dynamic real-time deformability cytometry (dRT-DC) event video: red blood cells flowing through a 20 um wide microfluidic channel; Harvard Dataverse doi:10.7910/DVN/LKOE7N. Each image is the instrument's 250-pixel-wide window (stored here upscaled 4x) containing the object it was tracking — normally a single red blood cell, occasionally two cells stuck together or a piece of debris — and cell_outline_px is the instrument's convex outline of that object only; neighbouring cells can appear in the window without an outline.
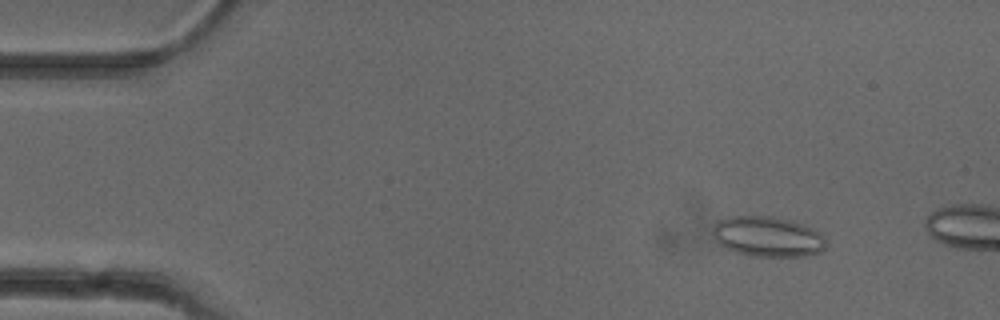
{"species": "common noctule bat (a hibernating species)", "species_latin": "Nyctalus noctula", "temperature_condition": "cold", "stored_images_in_passage": 7, "camera_frame_rate_fps": 3000, "um_per_image_px": 0.085, "animal": {"sex": "female"}, "frame": {"image": 1, "passage_image": 3, "time_ms": 0.667, "image_size_px": [1000, 320], "cell_outline_px": [[824, 248], [820, 252], [804, 256], [752, 256], [736, 252], [720, 244], [716, 240], [712, 232], [716, 220], [728, 216], [772, 216], [792, 220], [812, 228], [820, 232], [824, 236]], "centroid_in_image_um": [65.24, 20.09], "position_along_channel_um": 19.8, "area_um2": 26.59}}